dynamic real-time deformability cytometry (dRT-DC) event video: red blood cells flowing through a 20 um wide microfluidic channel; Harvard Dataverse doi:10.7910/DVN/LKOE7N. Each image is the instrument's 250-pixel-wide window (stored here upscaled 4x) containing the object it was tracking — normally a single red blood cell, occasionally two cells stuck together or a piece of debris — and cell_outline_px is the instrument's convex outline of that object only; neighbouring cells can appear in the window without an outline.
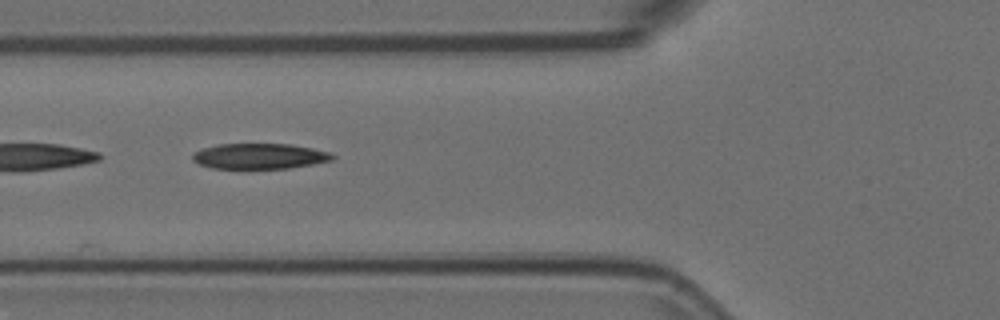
{"species": "Egyptian fruit bat (a non-hibernating species)", "species_latin": "Rousettus aegyptiacus", "temperature_condition": "room temperature", "stored_images_in_passage": 9, "camera_frame_rate_fps": 3000, "um_per_image_px": 0.085, "animal": {"sex": "female"}, "frame": {"image": 1, "passage_image": 3, "time_ms": 0.667, "image_size_px": [1000, 320], "cell_outline_px": [[336, 156], [332, 160], [312, 164], [288, 168], [244, 172], [212, 168], [200, 164], [192, 160], [192, 156], [196, 152], [204, 148], [220, 144], [292, 144], [332, 152]], "centroid_in_image_um": [22.06, 13.33], "position_along_channel_um": 103.7, "area_um2": 21.73}}
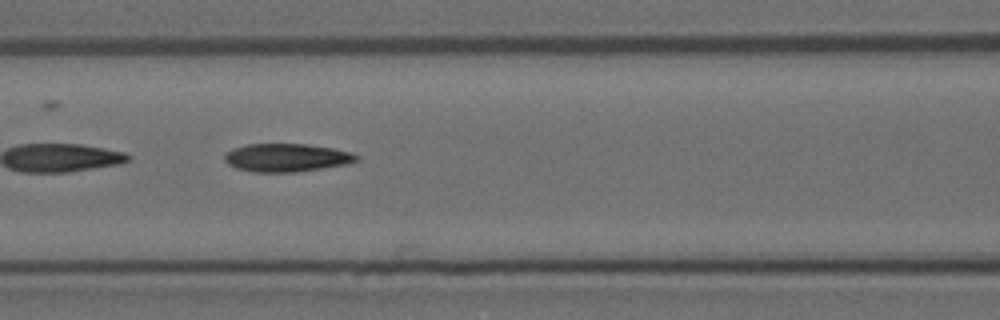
{"frame": {"image": 2, "passage_image": 6, "time_ms": 1.667, "image_size_px": [1000, 320], "cell_outline_px": [[360, 160], [352, 164], [296, 172], [252, 172], [236, 168], [228, 164], [224, 160], [224, 152], [232, 148], [248, 144], [308, 144], [332, 148], [352, 152], [360, 156]], "centroid_in_image_um": [24.4, 13.4], "position_along_channel_um": 142.2, "area_um2": 22.08}}